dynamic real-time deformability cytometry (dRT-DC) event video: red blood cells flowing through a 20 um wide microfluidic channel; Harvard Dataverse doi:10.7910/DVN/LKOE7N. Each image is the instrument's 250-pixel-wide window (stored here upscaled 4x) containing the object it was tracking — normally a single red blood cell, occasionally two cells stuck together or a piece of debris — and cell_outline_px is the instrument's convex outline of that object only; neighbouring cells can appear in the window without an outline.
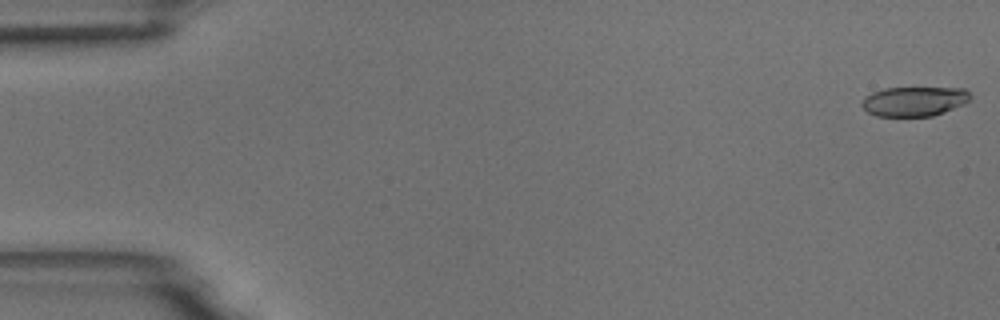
{"species": "common noctule bat (a hibernating species)", "species_latin": "Nyctalus noctula", "temperature_condition": "room temperature", "stored_images_in_passage": 6, "camera_frame_rate_fps": 3000, "um_per_image_px": 0.085, "animal": {"sex": "male", "body_mass_g": 18.8}, "frame": {"image": 1, "passage_image": 1, "time_ms": 0.0, "image_size_px": [1000, 320], "cell_outline_px": [[972, 100], [964, 104], [944, 112], [932, 116], [876, 116], [868, 112], [860, 104], [864, 96], [872, 92], [884, 88], [964, 88], [972, 96]], "centroid_in_image_um": [77.71, 8.61], "position_along_channel_um": 7.3, "area_um2": 18.84}}
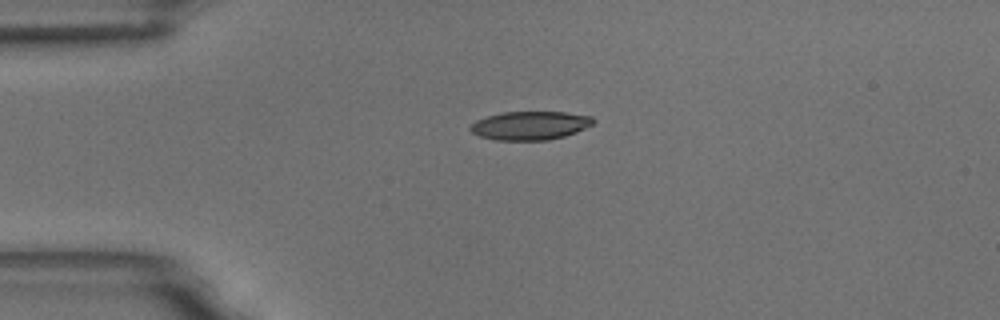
{"frame": {"image": 2, "passage_image": 4, "time_ms": 4.0, "image_size_px": [1000, 320], "cell_outline_px": [[596, 120], [592, 124], [576, 132], [564, 136], [548, 140], [496, 140], [480, 136], [472, 132], [468, 128], [476, 120], [488, 116], [504, 112], [564, 112], [592, 116]], "centroid_in_image_um": [45.06, 10.67], "position_along_channel_um": 39.9, "area_um2": 20.35}}